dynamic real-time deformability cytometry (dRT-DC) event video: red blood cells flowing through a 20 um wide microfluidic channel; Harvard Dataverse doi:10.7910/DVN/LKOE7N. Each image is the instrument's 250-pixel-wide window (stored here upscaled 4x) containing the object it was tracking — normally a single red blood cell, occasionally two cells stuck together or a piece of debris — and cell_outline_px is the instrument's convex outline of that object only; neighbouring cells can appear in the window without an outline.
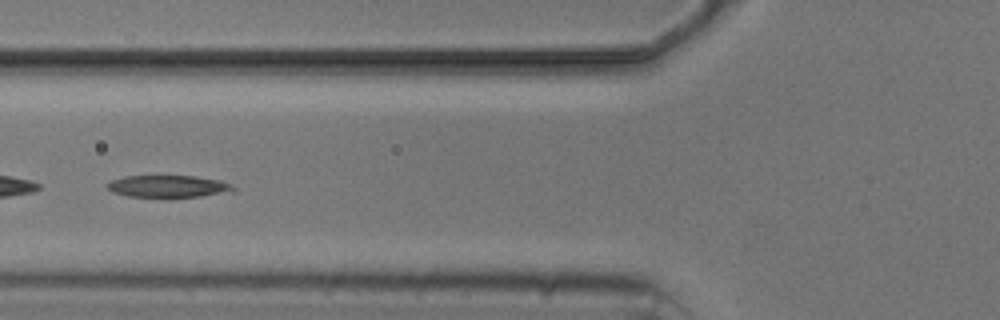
{"species": "common noctule bat (a hibernating species)", "species_latin": "Nyctalus noctula", "temperature_condition": "cold", "stored_images_in_passage": 8, "segment_of_instrument_passage": [2, 2], "camera_frame_rate_fps": 3000, "um_per_image_px": 0.085, "animal": {"sex": "male", "body_mass_g": 20.5, "forearm_length_mm": 52.5}, "frame": {"image": 1, "passage_image": 6, "time_ms": 6.0, "image_size_px": [1000, 320], "cell_outline_px": [[236, 188], [232, 192], [168, 200], [128, 196], [112, 192], [104, 184], [108, 180], [124, 176], [196, 176], [220, 180], [232, 184]], "centroid_in_image_um": [14.27, 15.88], "position_along_channel_um": 111.5, "area_um2": 17.22}}
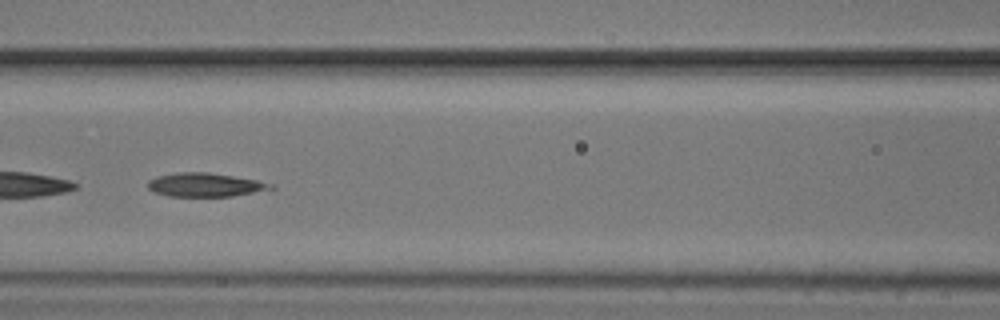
{"frame": {"image": 2, "passage_image": 7, "time_ms": 7.0, "image_size_px": [1000, 320], "cell_outline_px": [[276, 188], [232, 196], [168, 196], [152, 192], [148, 188], [148, 180], [156, 176], [180, 172], [208, 172], [256, 180], [276, 184]], "centroid_in_image_um": [17.42, 15.71], "position_along_channel_um": 149.2, "area_um2": 16.99}}